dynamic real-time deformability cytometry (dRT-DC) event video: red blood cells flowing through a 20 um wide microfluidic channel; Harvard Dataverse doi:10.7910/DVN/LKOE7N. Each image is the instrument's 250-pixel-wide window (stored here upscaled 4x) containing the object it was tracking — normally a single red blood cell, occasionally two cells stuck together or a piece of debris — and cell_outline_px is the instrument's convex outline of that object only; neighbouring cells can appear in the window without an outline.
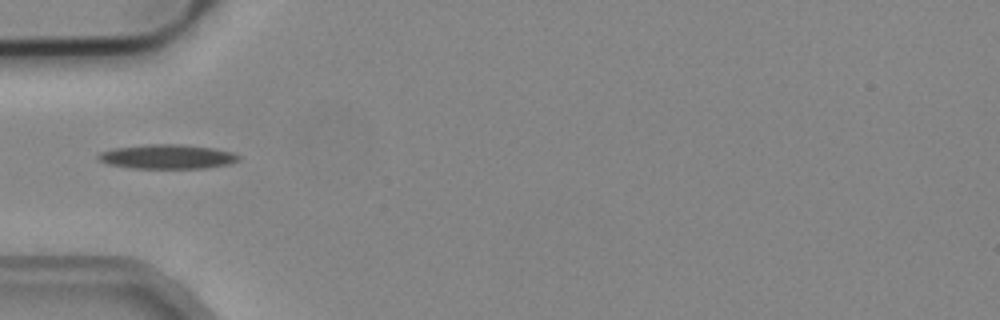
{"species": "common noctule bat (a hibernating species)", "species_latin": "Nyctalus noctula", "temperature_condition": "cold", "stored_images_in_passage": 5, "camera_frame_rate_fps": 3000, "um_per_image_px": 0.085, "animal": {"sex": "male", "body_mass_g": 19.2, "forearm_length_mm": 51.8}, "frame": {"image": 1, "passage_image": 5, "time_ms": 1.333, "image_size_px": [1000, 320], "cell_outline_px": [[240, 160], [228, 164], [204, 168], [132, 168], [108, 164], [100, 160], [96, 156], [100, 152], [112, 148], [148, 144], [184, 144], [212, 148], [232, 152], [240, 156]], "centroid_in_image_um": [14.21, 13.31], "position_along_channel_um": 70.8, "area_um2": 19.94}}